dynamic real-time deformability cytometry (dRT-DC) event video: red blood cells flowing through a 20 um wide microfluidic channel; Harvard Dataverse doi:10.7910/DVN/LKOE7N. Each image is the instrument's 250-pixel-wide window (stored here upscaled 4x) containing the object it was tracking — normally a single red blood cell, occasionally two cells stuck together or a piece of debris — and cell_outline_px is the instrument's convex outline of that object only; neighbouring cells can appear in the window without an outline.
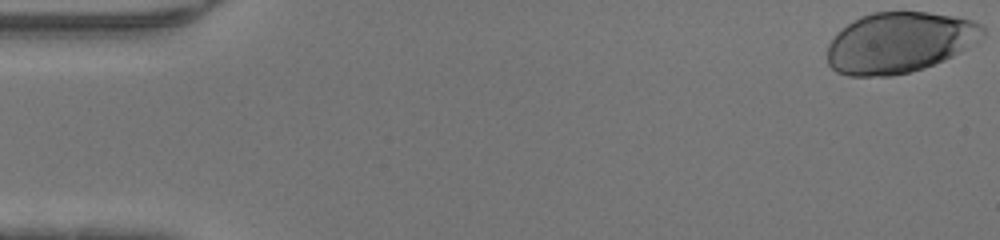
{"species": "human", "species_latin": "Homo sapiens", "temperature_condition": "warm", "stored_images_in_passage": 47, "camera_frame_rate_fps": 3000, "um_per_image_px": 0.085, "donor": {"sex": "male"}, "frame": {"image": 1, "passage_image": 1, "time_ms": 0.0, "image_size_px": [1000, 240], "cell_outline_px": [[984, 36], [976, 44], [944, 60], [924, 68], [892, 76], [848, 76], [836, 72], [828, 64], [828, 44], [848, 24], [860, 16], [872, 12], [928, 12], [952, 16], [972, 20], [980, 24], [984, 28]], "centroid_in_image_um": [76.48, 3.62], "position_along_channel_um": 8.5, "area_um2": 54.97}}
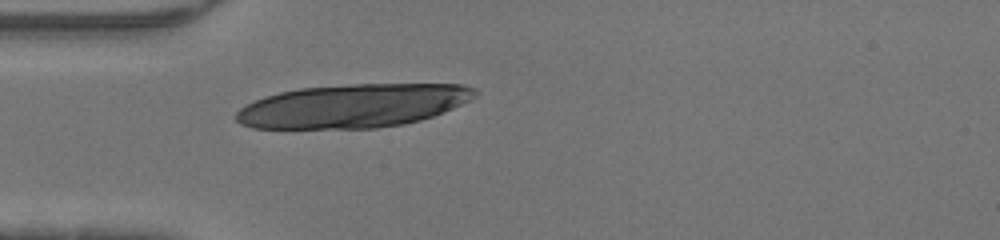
{"frame": {"image": 2, "passage_image": 14, "time_ms": 4.333, "image_size_px": [1000, 240], "cell_outline_px": [[480, 92], [472, 100], [444, 112], [420, 120], [404, 124], [376, 128], [252, 128], [240, 124], [236, 120], [236, 112], [240, 108], [264, 96], [280, 92], [300, 88], [352, 84], [460, 84], [476, 88]], "centroid_in_image_um": [30.05, 8.99], "position_along_channel_um": 54.9, "area_um2": 60.69}}